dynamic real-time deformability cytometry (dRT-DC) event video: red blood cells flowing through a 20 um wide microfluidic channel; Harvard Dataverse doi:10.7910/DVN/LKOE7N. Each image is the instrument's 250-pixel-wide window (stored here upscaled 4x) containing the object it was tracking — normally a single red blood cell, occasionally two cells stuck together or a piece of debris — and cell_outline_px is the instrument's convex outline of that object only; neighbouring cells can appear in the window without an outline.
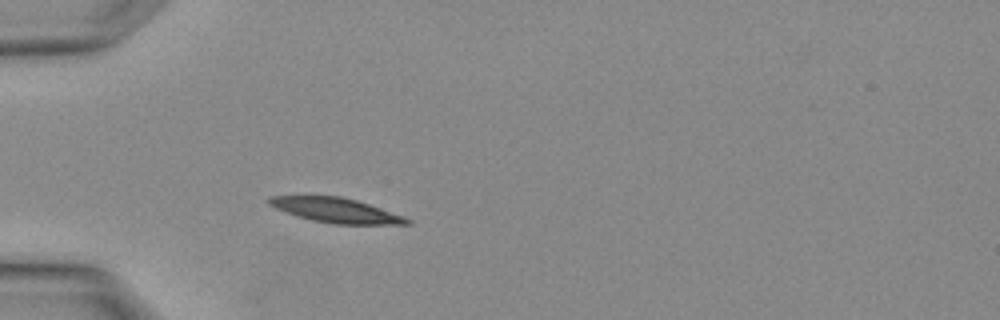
{"species": "Egyptian fruit bat (a non-hibernating species)", "species_latin": "Rousettus aegyptiacus", "temperature_condition": "warm", "stored_images_in_passage": 1, "camera_frame_rate_fps": 3000, "um_per_image_px": 0.085, "animal": {"sex": "female"}, "frame": {"image": 1, "passage_image": 1, "time_ms": 0.0, "image_size_px": [1000, 320], "cell_outline_px": [[412, 224], [336, 224], [312, 220], [296, 216], [276, 208], [268, 204], [264, 200], [268, 196], [340, 196], [356, 200], [404, 216], [412, 220]], "centroid_in_image_um": [28.52, 17.87], "position_along_channel_um": 56.5, "area_um2": 19.77}}